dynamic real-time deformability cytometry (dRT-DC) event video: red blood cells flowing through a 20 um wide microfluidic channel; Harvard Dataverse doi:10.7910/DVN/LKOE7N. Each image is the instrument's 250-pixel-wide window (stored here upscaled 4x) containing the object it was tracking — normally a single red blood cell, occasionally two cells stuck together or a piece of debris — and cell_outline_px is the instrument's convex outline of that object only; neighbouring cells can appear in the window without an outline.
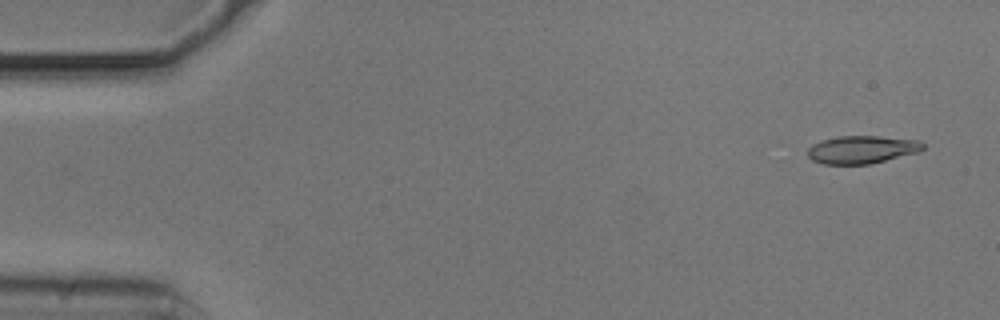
{"species": "common noctule bat (a hibernating species)", "species_latin": "Nyctalus noctula", "temperature_condition": "cold", "stored_images_in_passage": 51, "camera_frame_rate_fps": 3000, "um_per_image_px": 0.085, "animal": {"sex": "male", "body_mass_g": 20.5, "forearm_length_mm": 52.5}, "frame": {"image": 1, "passage_image": 3, "time_ms": 0.667, "image_size_px": [1000, 320], "cell_outline_px": [[924, 148], [920, 152], [872, 164], [824, 164], [812, 160], [808, 156], [808, 148], [812, 144], [824, 140], [840, 136], [880, 136], [920, 140], [924, 144]], "centroid_in_image_um": [73.31, 12.72], "position_along_channel_um": 11.7, "area_um2": 18.84}}
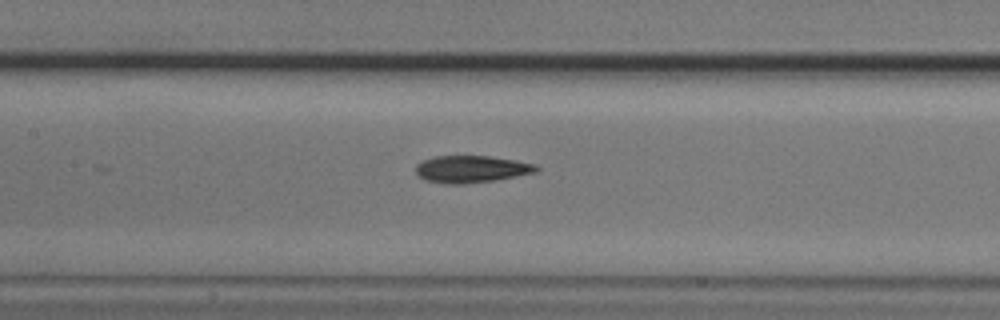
{"frame": {"image": 2, "passage_image": 25, "time_ms": 8.0, "image_size_px": [1000, 320], "cell_outline_px": [[540, 168], [536, 172], [496, 180], [464, 184], [444, 184], [424, 180], [416, 176], [416, 164], [420, 160], [432, 156], [488, 156], [516, 160], [536, 164]], "centroid_in_image_um": [40.01, 14.37], "position_along_channel_um": 167.4, "area_um2": 19.36}}
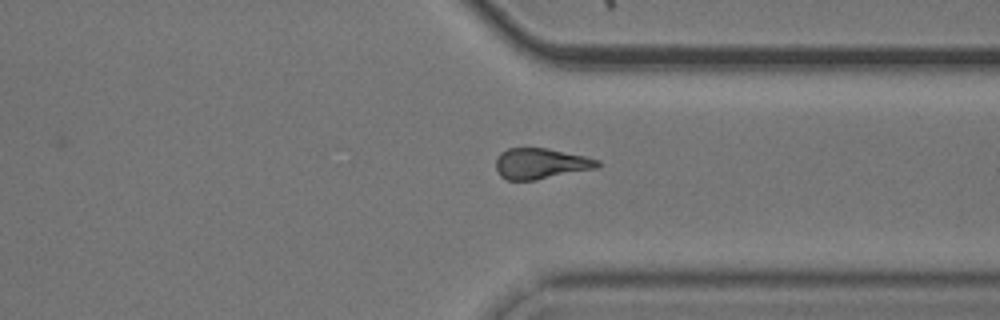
{"frame": {"image": 3, "passage_image": 41, "time_ms": 13.333, "image_size_px": [1000, 320], "cell_outline_px": [[600, 164], [596, 168], [536, 180], [508, 180], [500, 176], [496, 168], [496, 160], [500, 152], [508, 148], [548, 148], [584, 156], [600, 160]], "centroid_in_image_um": [45.94, 13.9], "position_along_channel_um": 365.5, "area_um2": 18.15}, "authors_computed_cell_mechanics": {"area_um2": 18.9584, "velocity_mm_per_s": 3.7283, "shape_relaxation_time_tau1_ms": 3.0029, "shape_relaxation_time_tau2_ms": 6.4532, "deformation_change_tau1": 0.1144, "deformation_change_tau2": 0.1274}}